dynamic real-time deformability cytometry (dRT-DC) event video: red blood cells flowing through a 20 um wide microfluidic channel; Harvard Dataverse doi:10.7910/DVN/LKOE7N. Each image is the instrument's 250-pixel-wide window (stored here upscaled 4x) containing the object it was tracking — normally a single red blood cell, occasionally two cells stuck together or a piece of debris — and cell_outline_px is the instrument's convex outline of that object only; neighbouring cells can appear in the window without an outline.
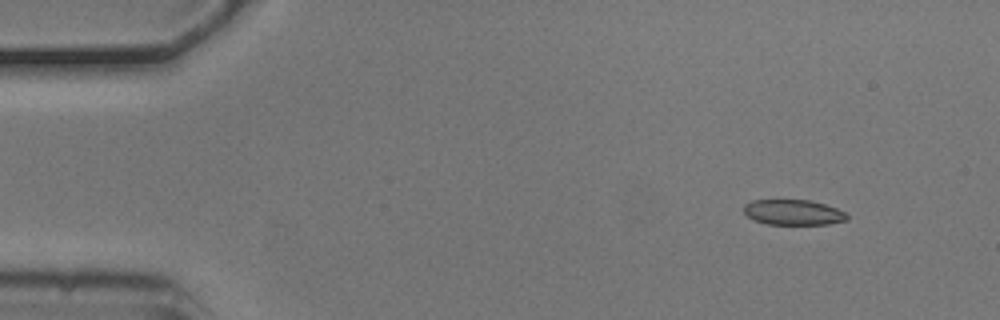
{"species": "common noctule bat (a hibernating species)", "species_latin": "Nyctalus noctula", "temperature_condition": "cold", "stored_images_in_passage": 5, "camera_frame_rate_fps": 3000, "um_per_image_px": 0.085, "animal": {"sex": "male", "body_mass_g": 20.5, "forearm_length_mm": 52.5}, "frame": {"image": 1, "passage_image": 2, "time_ms": 0.333, "image_size_px": [1000, 320], "cell_outline_px": [[848, 220], [828, 224], [768, 224], [756, 220], [748, 216], [744, 212], [744, 204], [752, 200], [812, 200], [836, 208], [844, 212], [848, 216]], "centroid_in_image_um": [67.44, 18.04], "position_along_channel_um": 17.6, "area_um2": 15.14}}
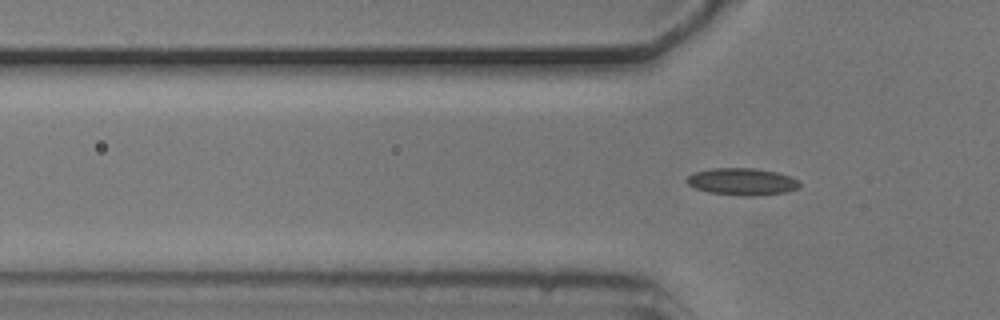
{"frame": {"image": 2, "passage_image": 5, "time_ms": 1.333, "image_size_px": [1000, 320], "cell_outline_px": [[800, 184], [796, 188], [788, 192], [752, 196], [744, 196], [708, 192], [696, 188], [688, 184], [684, 180], [692, 172], [712, 168], [752, 168], [776, 172], [792, 176], [800, 180]], "centroid_in_image_um": [63.07, 15.43], "position_along_channel_um": 62.7, "area_um2": 17.92}}